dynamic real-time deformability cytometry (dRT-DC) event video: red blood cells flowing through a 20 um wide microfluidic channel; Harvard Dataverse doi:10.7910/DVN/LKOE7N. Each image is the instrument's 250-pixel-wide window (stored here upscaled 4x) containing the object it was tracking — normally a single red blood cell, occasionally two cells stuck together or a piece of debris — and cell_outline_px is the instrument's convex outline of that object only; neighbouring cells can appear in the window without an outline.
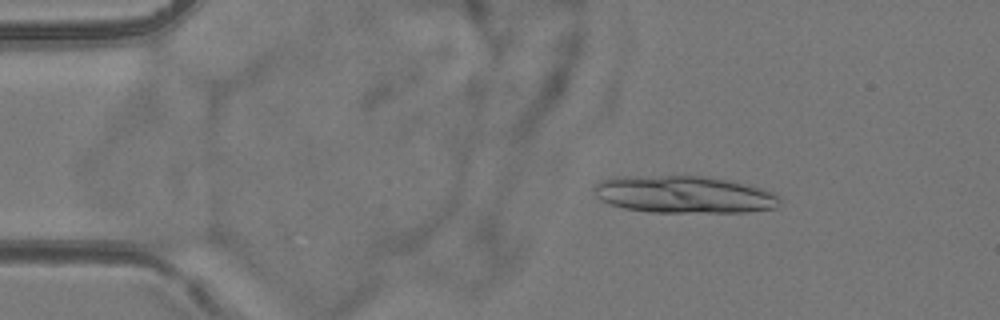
{"species": "common noctule bat (a hibernating species)", "species_latin": "Nyctalus noctula", "temperature_condition": "room temperature", "stored_images_in_passage": 20, "camera_frame_rate_fps": 3000, "um_per_image_px": 0.085, "animal": {"sex": "female", "body_mass_g": 24.6, "forearm_length_mm": 56.2}, "frame": {"image": 1, "passage_image": 9, "time_ms": 2.667, "image_size_px": [1000, 320], "cell_outline_px": [[780, 204], [776, 208], [748, 212], [648, 212], [624, 208], [600, 200], [596, 196], [592, 188], [600, 180], [624, 176], [700, 176], [732, 180], [748, 184], [772, 192], [780, 196]], "centroid_in_image_um": [58.16, 16.53], "position_along_channel_um": 26.8, "area_um2": 40.52}}